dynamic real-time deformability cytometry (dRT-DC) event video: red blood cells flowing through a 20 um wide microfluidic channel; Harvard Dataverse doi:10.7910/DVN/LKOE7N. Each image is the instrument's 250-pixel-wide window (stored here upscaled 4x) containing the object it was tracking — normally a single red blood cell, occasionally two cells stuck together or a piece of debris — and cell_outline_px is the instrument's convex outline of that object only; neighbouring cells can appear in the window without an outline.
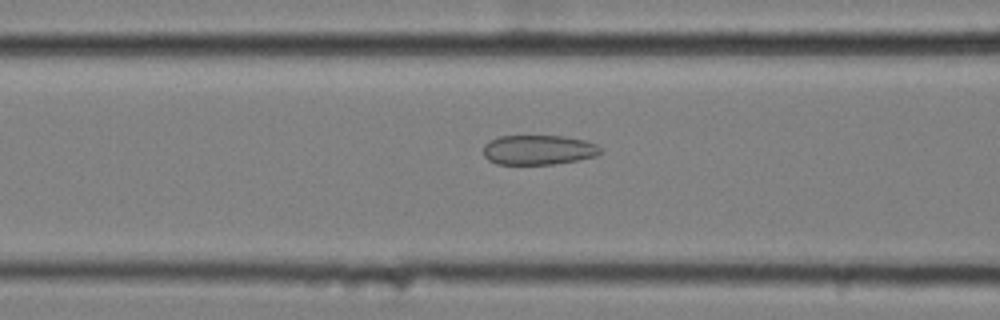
{"species": "common noctule bat (a hibernating species)", "species_latin": "Nyctalus noctula", "temperature_condition": "cold", "stored_images_in_passage": 40, "camera_frame_rate_fps": 3000, "um_per_image_px": 0.085, "animal": {"sex": "female", "body_mass_g": 25.1}, "frame": {"image": 1, "passage_image": 13, "time_ms": 4.0, "image_size_px": [1000, 320], "cell_outline_px": [[604, 152], [596, 156], [576, 160], [552, 164], [496, 164], [488, 160], [484, 156], [484, 144], [500, 136], [564, 136], [584, 140], [596, 144]], "centroid_in_image_um": [45.78, 12.74], "position_along_channel_um": 120.8, "area_um2": 20.23}}
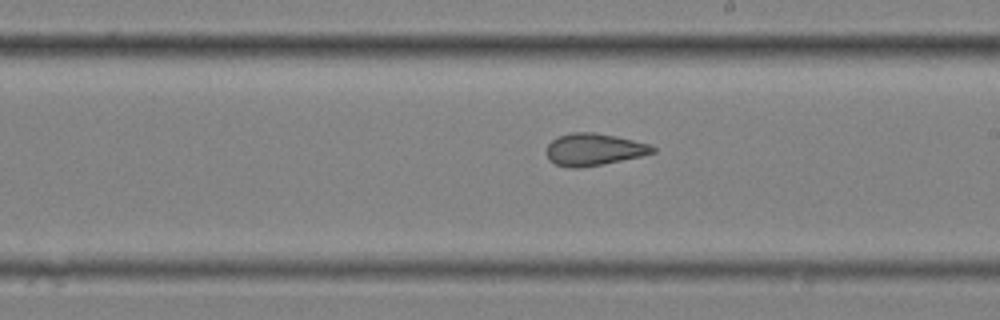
{"frame": {"image": 2, "passage_image": 23, "time_ms": 7.333, "image_size_px": [1000, 320], "cell_outline_px": [[656, 152], [640, 156], [580, 168], [568, 168], [556, 164], [548, 160], [548, 144], [552, 140], [560, 136], [572, 132], [592, 132], [616, 136], [648, 144], [656, 148]], "centroid_in_image_um": [50.46, 12.7], "position_along_channel_um": 238.5, "area_um2": 19.54}}
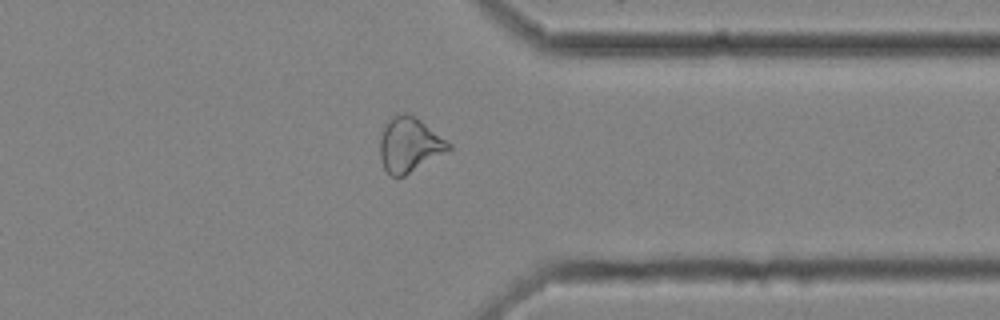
{"frame": {"image": 3, "passage_image": 35, "time_ms": 11.333, "image_size_px": [1000, 320], "cell_outline_px": [[452, 148], [404, 176], [392, 176], [384, 168], [380, 156], [380, 136], [384, 128], [392, 116], [404, 112], [416, 116], [452, 144]], "centroid_in_image_um": [34.8, 12.28], "position_along_channel_um": 376.6, "area_um2": 21.62}}